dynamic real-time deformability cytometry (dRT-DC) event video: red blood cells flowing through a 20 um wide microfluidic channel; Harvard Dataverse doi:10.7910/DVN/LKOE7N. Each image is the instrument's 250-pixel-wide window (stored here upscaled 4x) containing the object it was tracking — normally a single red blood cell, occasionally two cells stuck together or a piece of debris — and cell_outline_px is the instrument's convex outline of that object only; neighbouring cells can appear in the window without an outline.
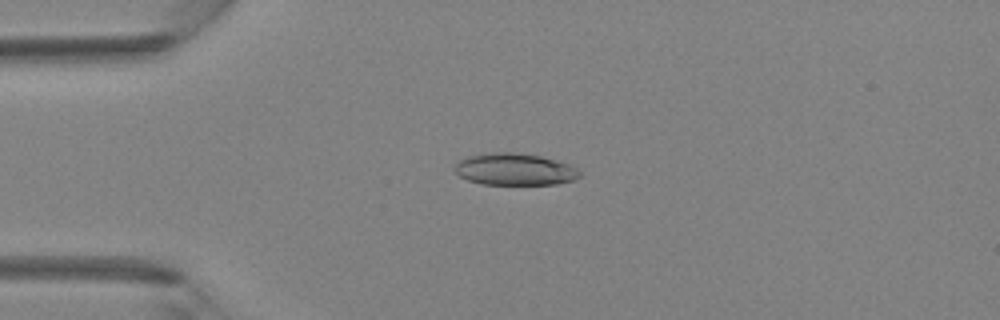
{"species": "Egyptian fruit bat (a non-hibernating species)", "species_latin": "Rousettus aegyptiacus", "temperature_condition": "room temperature", "stored_images_in_passage": 37, "camera_frame_rate_fps": 3000, "um_per_image_px": 0.085, "animal": {"sex": "female"}, "frame": {"image": 1, "passage_image": 10, "time_ms": 3.0, "image_size_px": [1000, 320], "cell_outline_px": [[580, 176], [576, 180], [556, 184], [480, 184], [468, 180], [460, 176], [452, 168], [460, 160], [468, 156], [488, 152], [512, 152], [540, 156], [556, 160], [568, 164], [580, 172]], "centroid_in_image_um": [43.73, 14.39], "position_along_channel_um": 41.3, "area_um2": 23.24}}
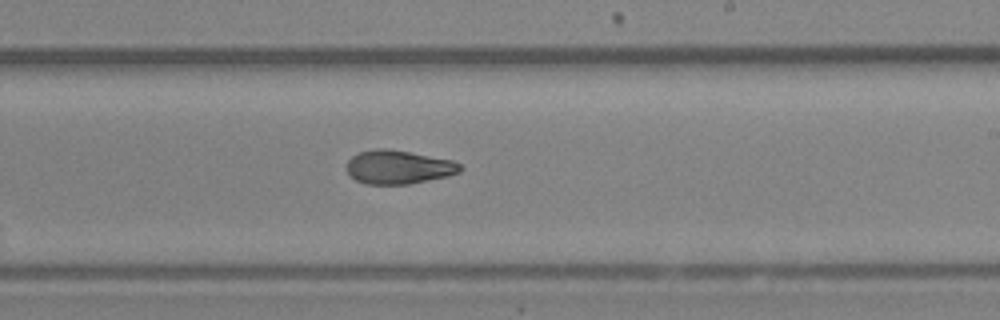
{"frame": {"image": 2, "passage_image": 25, "time_ms": 8.0, "image_size_px": [1000, 320], "cell_outline_px": [[464, 168], [460, 172], [448, 176], [408, 184], [364, 184], [356, 180], [348, 172], [348, 160], [352, 156], [360, 152], [380, 148], [388, 148], [452, 160], [460, 164]], "centroid_in_image_um": [33.89, 14.2], "position_along_channel_um": 255.1, "area_um2": 22.14}}
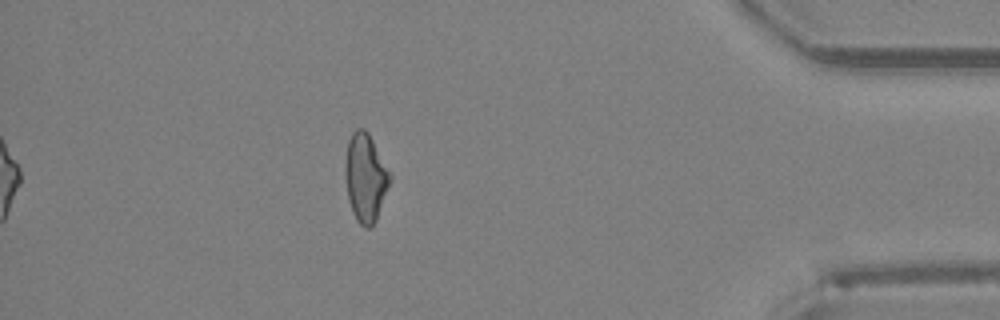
{"frame": {"image": 3, "passage_image": 37, "time_ms": 12.0, "image_size_px": [1000, 320], "cell_outline_px": [[392, 180], [376, 220], [368, 228], [364, 228], [356, 220], [352, 212], [348, 200], [344, 176], [344, 164], [348, 140], [352, 132], [356, 128], [364, 128], [368, 132], [392, 176]], "centroid_in_image_um": [31.05, 15.09], "position_along_channel_um": 404.2, "area_um2": 23.29}}